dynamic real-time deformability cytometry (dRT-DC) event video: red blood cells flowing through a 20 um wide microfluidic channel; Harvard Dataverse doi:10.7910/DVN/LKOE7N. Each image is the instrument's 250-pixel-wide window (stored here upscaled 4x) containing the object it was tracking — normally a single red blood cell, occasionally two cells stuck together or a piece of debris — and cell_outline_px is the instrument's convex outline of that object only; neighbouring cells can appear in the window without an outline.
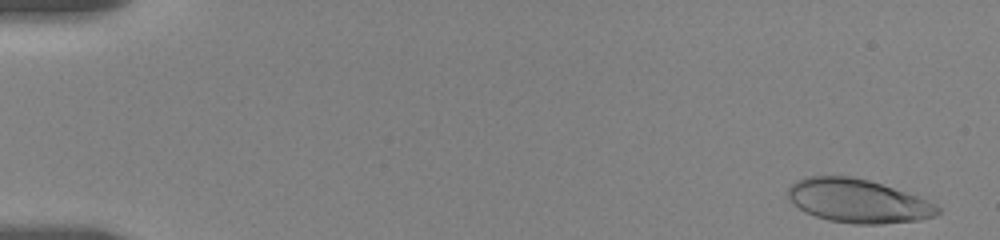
{"species": "human", "species_latin": "Homo sapiens", "temperature_condition": "room temperature", "stored_images_in_passage": 13, "camera_frame_rate_fps": 3000, "um_per_image_px": 0.085, "donor": {"sex": "female"}, "frame": {"image": 1, "passage_image": 1, "time_ms": 0.0, "image_size_px": [1000, 240], "cell_outline_px": [[940, 212], [932, 216], [920, 220], [880, 224], [852, 224], [828, 220], [804, 212], [788, 196], [788, 188], [796, 180], [804, 176], [852, 176], [868, 180], [916, 196], [936, 204], [940, 208]], "centroid_in_image_um": [72.9, 17.08], "position_along_channel_um": 12.1, "area_um2": 37.69}}
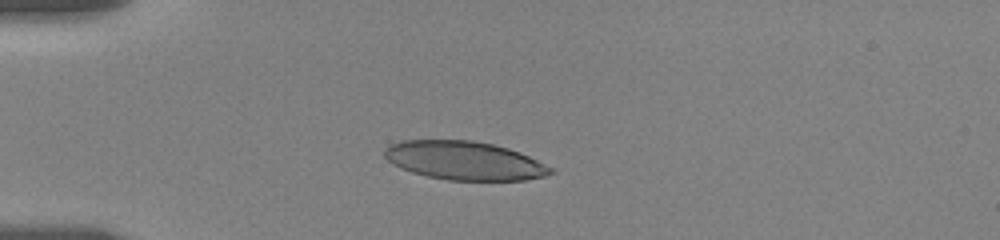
{"frame": {"image": 2, "passage_image": 10, "time_ms": 4.333, "image_size_px": [1000, 240], "cell_outline_px": [[556, 172], [544, 176], [524, 180], [448, 180], [428, 176], [412, 172], [400, 168], [392, 164], [384, 156], [384, 152], [388, 144], [400, 140], [472, 140], [492, 144], [508, 148], [520, 152], [556, 168]], "centroid_in_image_um": [39.49, 13.65], "position_along_channel_um": 45.5, "area_um2": 37.63}}
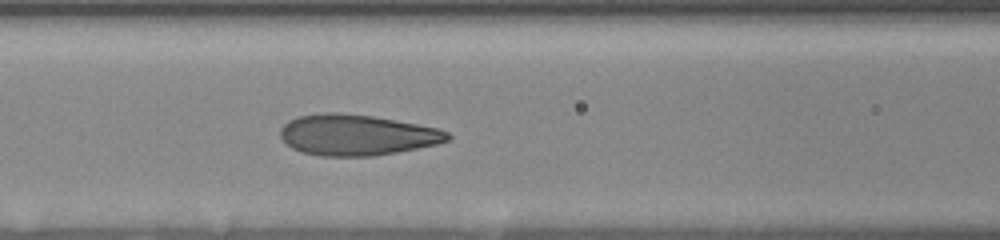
{"frame": {"image": 3, "passage_image": 13, "time_ms": 7.667, "image_size_px": [1000, 240], "cell_outline_px": [[452, 136], [448, 140], [436, 144], [396, 152], [372, 156], [320, 156], [300, 152], [292, 148], [280, 136], [280, 128], [288, 120], [296, 116], [324, 112], [336, 112], [372, 116], [416, 124], [436, 128], [448, 132]], "centroid_in_image_um": [30.27, 11.47], "position_along_channel_um": 136.3, "area_um2": 39.71}}